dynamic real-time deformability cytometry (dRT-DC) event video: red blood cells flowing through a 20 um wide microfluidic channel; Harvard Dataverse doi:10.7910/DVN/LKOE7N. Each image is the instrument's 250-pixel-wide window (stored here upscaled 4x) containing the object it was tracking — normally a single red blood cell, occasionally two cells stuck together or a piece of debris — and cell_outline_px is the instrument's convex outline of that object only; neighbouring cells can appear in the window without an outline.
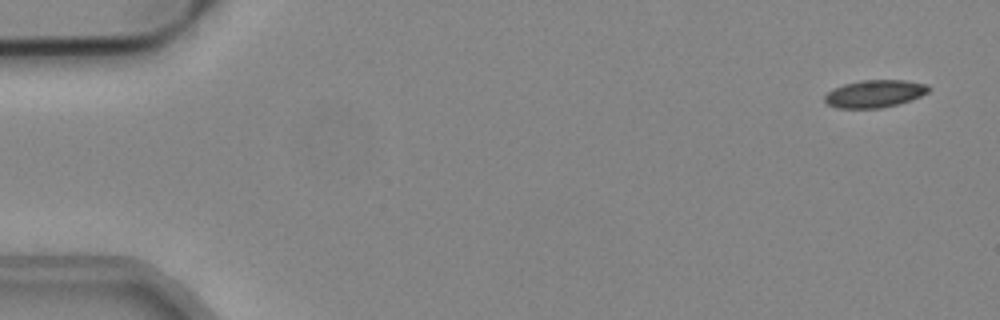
{"species": "common noctule bat (a hibernating species)", "species_latin": "Nyctalus noctula", "temperature_condition": "cold", "stored_images_in_passage": 11, "camera_frame_rate_fps": 3000, "um_per_image_px": 0.085, "animal": {"sex": "male", "body_mass_g": 19.2, "forearm_length_mm": 51.8}, "frame": {"image": 1, "passage_image": 2, "time_ms": 0.333, "image_size_px": [1000, 320], "cell_outline_px": [[932, 88], [928, 92], [920, 96], [896, 104], [880, 108], [836, 108], [828, 104], [824, 100], [824, 96], [832, 88], [844, 84], [860, 80], [904, 80], [928, 84]], "centroid_in_image_um": [74.33, 7.95], "position_along_channel_um": 10.7, "area_um2": 16.65}}